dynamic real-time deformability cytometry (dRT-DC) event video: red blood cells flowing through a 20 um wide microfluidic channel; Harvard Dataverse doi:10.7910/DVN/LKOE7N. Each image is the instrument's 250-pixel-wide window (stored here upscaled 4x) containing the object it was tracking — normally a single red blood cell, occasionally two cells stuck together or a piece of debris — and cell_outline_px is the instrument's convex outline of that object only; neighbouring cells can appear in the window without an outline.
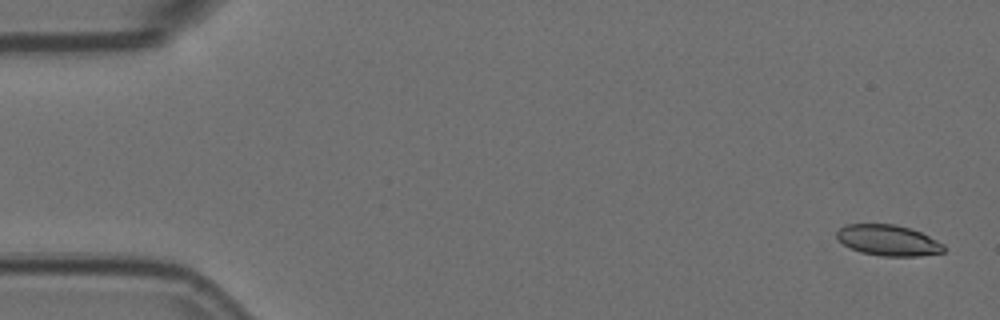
{"species": "Egyptian fruit bat (a non-hibernating species)", "species_latin": "Rousettus aegyptiacus", "temperature_condition": "room temperature", "stored_images_in_passage": 4, "camera_frame_rate_fps": 3000, "um_per_image_px": 0.085, "animal": {"sex": "female"}, "frame": {"image": 1, "passage_image": 1, "time_ms": 0.0, "image_size_px": [1000, 320], "cell_outline_px": [[944, 252], [920, 256], [880, 256], [860, 252], [844, 244], [836, 236], [836, 232], [840, 228], [848, 224], [896, 224], [920, 232], [944, 244]], "centroid_in_image_um": [75.5, 20.43], "position_along_channel_um": 9.5, "area_um2": 19.07}}
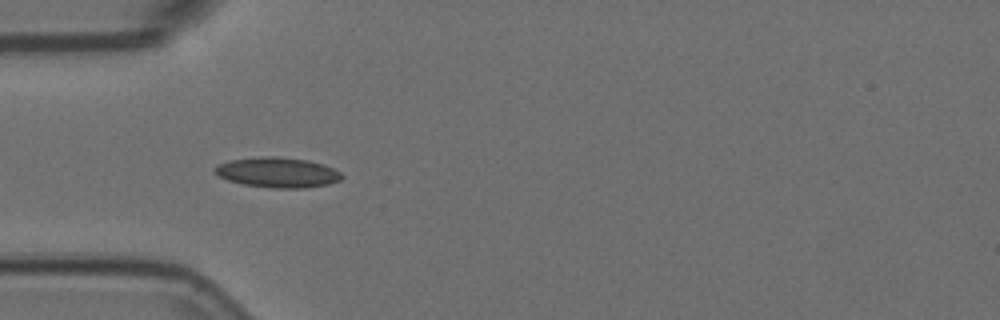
{"frame": {"image": 2, "passage_image": 3, "time_ms": 0.667, "image_size_px": [1000, 320], "cell_outline_px": [[344, 176], [340, 180], [328, 184], [304, 188], [272, 188], [244, 184], [228, 180], [212, 172], [212, 168], [220, 164], [232, 160], [260, 156], [272, 156], [308, 160], [324, 164], [340, 172]], "centroid_in_image_um": [23.6, 14.66], "position_along_channel_um": 61.4, "area_um2": 22.25}}
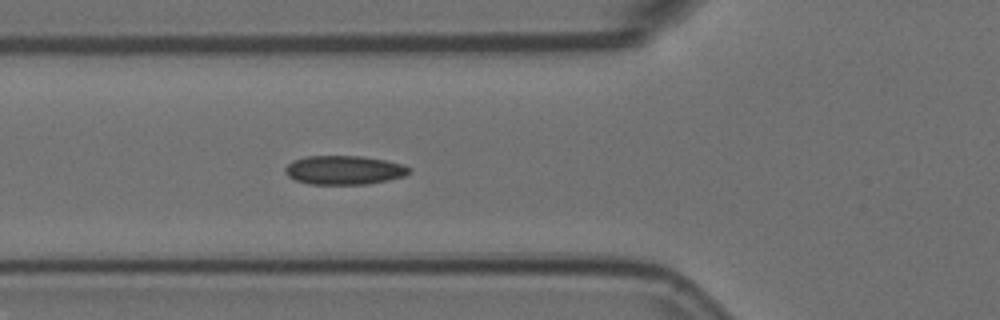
{"frame": {"image": 3, "passage_image": 4, "time_ms": 1.0, "image_size_px": [1000, 320], "cell_outline_px": [[412, 172], [404, 176], [388, 180], [368, 184], [308, 184], [296, 180], [288, 176], [284, 172], [284, 168], [292, 160], [308, 156], [360, 156], [384, 160], [400, 164], [412, 168]], "centroid_in_image_um": [29.24, 14.46], "position_along_channel_um": 96.6, "area_um2": 20.92}}